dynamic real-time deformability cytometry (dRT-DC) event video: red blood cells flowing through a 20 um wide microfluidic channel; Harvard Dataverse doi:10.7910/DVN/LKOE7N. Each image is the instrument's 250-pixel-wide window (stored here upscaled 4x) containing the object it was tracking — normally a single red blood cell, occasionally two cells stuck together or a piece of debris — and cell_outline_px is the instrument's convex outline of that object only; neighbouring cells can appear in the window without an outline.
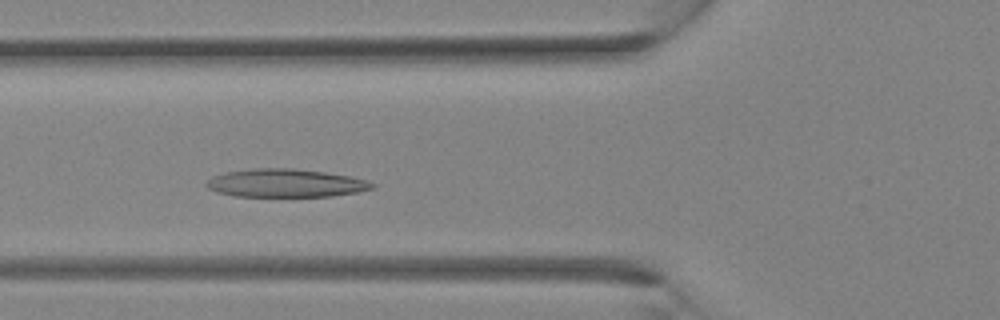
{"species": "Egyptian fruit bat (a non-hibernating species)", "species_latin": "Rousettus aegyptiacus", "temperature_condition": "room temperature", "stored_images_in_passage": 32, "camera_frame_rate_fps": 3000, "um_per_image_px": 0.085, "animal": {"sex": "female"}, "frame": {"image": 1, "passage_image": 10, "time_ms": 3.0, "image_size_px": [1000, 320], "cell_outline_px": [[376, 188], [356, 192], [332, 196], [232, 196], [216, 192], [208, 188], [204, 184], [212, 176], [224, 172], [252, 168], [292, 168], [324, 172], [348, 176], [368, 180], [376, 184]], "centroid_in_image_um": [24.25, 15.56], "position_along_channel_um": 101.5, "area_um2": 27.34}}
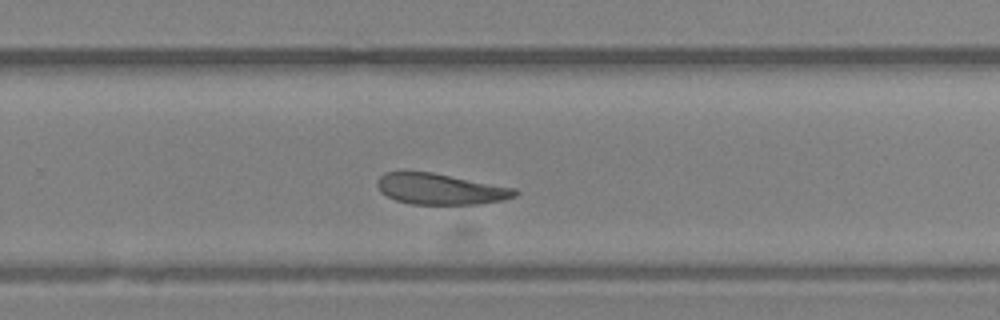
{"frame": {"image": 2, "passage_image": 20, "time_ms": 6.333, "image_size_px": [1000, 320], "cell_outline_px": [[520, 192], [516, 196], [504, 200], [480, 204], [412, 204], [396, 200], [380, 192], [376, 184], [376, 180], [384, 172], [400, 168], [408, 168], [432, 172], [516, 188]], "centroid_in_image_um": [37.36, 16.02], "position_along_channel_um": 292.4, "area_um2": 25.72}}
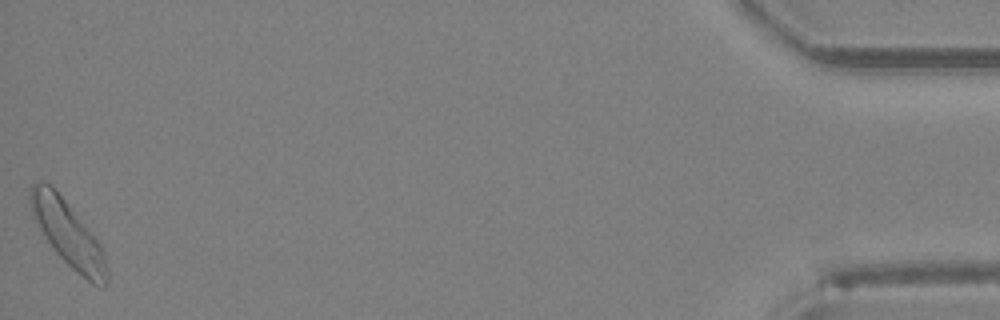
{"frame": {"image": 3, "passage_image": 32, "time_ms": 10.333, "image_size_px": [1000, 320], "cell_outline_px": [[108, 284], [104, 288], [92, 284], [76, 272], [52, 248], [32, 216], [28, 196], [32, 184], [36, 180], [44, 180], [68, 204], [100, 244], [104, 252], [108, 268]], "centroid_in_image_um": [5.78, 19.89], "position_along_channel_um": 429.4, "area_um2": 28.84}}